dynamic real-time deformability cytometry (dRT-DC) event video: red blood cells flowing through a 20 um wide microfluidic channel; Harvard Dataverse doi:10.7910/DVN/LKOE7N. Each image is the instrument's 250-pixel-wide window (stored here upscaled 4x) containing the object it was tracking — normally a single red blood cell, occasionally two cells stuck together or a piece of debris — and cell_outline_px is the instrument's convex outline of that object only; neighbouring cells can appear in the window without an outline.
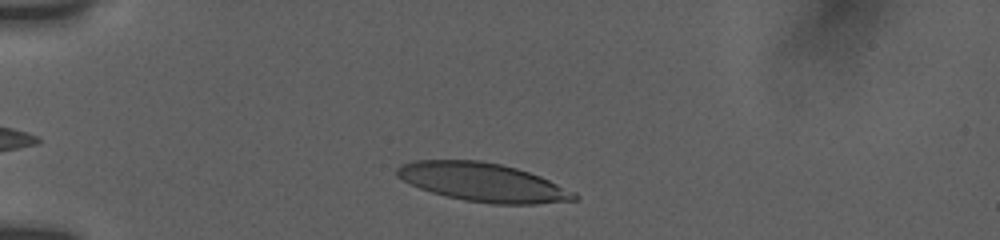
{"species": "human", "species_latin": "Homo sapiens", "temperature_condition": "room temperature", "stored_images_in_passage": 9, "camera_frame_rate_fps": 3000, "um_per_image_px": 0.085, "donor": {"sex": "female"}, "frame": {"image": 1, "passage_image": 3, "time_ms": 0.667, "image_size_px": [1000, 240], "cell_outline_px": [[580, 196], [576, 200], [536, 204], [492, 204], [464, 200], [432, 192], [420, 188], [396, 176], [396, 168], [400, 164], [416, 160], [480, 160], [500, 164], [516, 168], [540, 176], [576, 192]], "centroid_in_image_um": [41.06, 15.49], "position_along_channel_um": 43.9, "area_um2": 39.77}}